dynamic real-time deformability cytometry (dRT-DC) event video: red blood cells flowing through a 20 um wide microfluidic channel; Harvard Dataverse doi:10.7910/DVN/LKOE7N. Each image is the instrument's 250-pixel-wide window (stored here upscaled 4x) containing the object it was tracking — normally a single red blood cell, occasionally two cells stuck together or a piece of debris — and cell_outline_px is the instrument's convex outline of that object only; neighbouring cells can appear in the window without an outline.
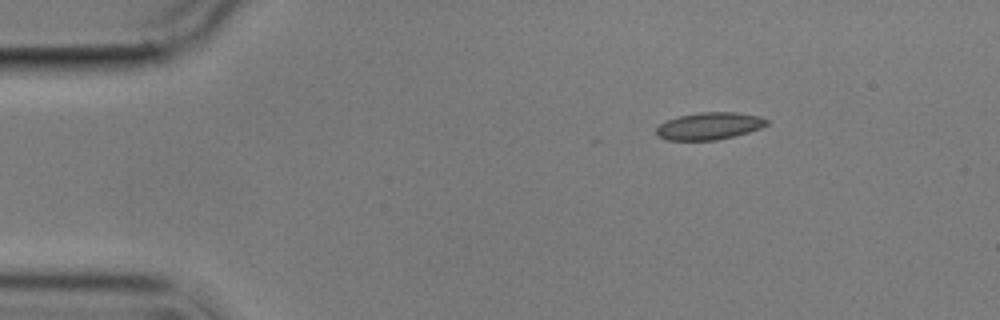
{"species": "common noctule bat (a hibernating species)", "species_latin": "Nyctalus noctula", "temperature_condition": "cold", "stored_images_in_passage": 4, "segment_of_instrument_passage": [1, 2], "camera_frame_rate_fps": 3000, "um_per_image_px": 0.085, "animal": {"sex": "male", "body_mass_g": 17.9}, "frame": {"image": 1, "passage_image": 1, "time_ms": 0.0, "image_size_px": [1000, 320], "cell_outline_px": [[768, 124], [760, 128], [748, 132], [716, 140], [664, 140], [656, 136], [656, 128], [660, 124], [668, 120], [680, 116], [700, 112], [736, 112], [760, 116], [768, 120]], "centroid_in_image_um": [60.27, 10.71], "position_along_channel_um": 24.7, "area_um2": 17.46}}